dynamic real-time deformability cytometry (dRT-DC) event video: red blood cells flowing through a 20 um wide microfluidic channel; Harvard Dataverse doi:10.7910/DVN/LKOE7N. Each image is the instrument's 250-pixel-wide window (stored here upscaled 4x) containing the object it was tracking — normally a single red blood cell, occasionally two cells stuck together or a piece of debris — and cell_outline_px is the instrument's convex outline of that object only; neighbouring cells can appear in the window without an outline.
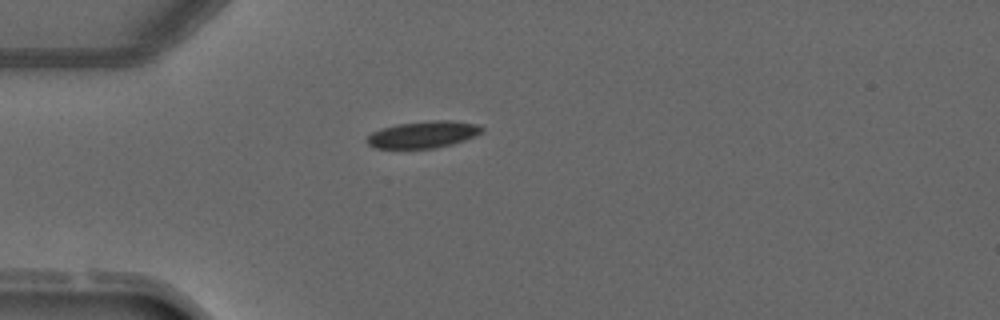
{"species": "common noctule bat (a hibernating species)", "species_latin": "Nyctalus noctula", "temperature_condition": "warm", "stored_images_in_passage": 1, "camera_frame_rate_fps": 3000, "um_per_image_px": 0.085, "animal": {"sex": "male", "forearm_length_mm": 52.5}, "frame": {"image": 1, "passage_image": 1, "time_ms": 0.0, "image_size_px": [1000, 320], "cell_outline_px": [[484, 132], [464, 140], [452, 144], [436, 148], [376, 148], [368, 144], [364, 140], [372, 132], [380, 128], [396, 124], [432, 120], [448, 120], [480, 124], [484, 128]], "centroid_in_image_um": [35.98, 11.42], "position_along_channel_um": 49.0, "area_um2": 18.15}}